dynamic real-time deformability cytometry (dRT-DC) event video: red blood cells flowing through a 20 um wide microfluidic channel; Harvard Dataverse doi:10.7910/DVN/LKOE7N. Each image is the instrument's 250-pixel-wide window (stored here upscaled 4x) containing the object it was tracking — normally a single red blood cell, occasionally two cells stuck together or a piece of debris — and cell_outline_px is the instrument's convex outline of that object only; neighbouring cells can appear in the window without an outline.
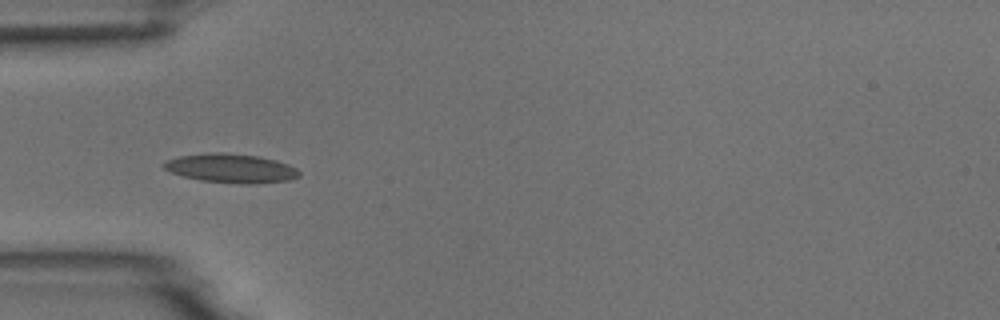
{"species": "common noctule bat (a hibernating species)", "species_latin": "Nyctalus noctula", "temperature_condition": "room temperature", "stored_images_in_passage": 15, "camera_frame_rate_fps": 3000, "um_per_image_px": 0.085, "animal": {"sex": "male", "body_mass_g": 18.8}, "frame": {"image": 1, "passage_image": 3, "time_ms": 0.667, "image_size_px": [1000, 320], "cell_outline_px": [[300, 176], [288, 180], [252, 184], [240, 184], [200, 180], [184, 176], [172, 172], [164, 168], [160, 164], [168, 160], [180, 156], [212, 152], [224, 152], [256, 156], [276, 160], [288, 164], [296, 168], [300, 172]], "centroid_in_image_um": [19.65, 14.3], "position_along_channel_um": 65.4, "area_um2": 22.77}}